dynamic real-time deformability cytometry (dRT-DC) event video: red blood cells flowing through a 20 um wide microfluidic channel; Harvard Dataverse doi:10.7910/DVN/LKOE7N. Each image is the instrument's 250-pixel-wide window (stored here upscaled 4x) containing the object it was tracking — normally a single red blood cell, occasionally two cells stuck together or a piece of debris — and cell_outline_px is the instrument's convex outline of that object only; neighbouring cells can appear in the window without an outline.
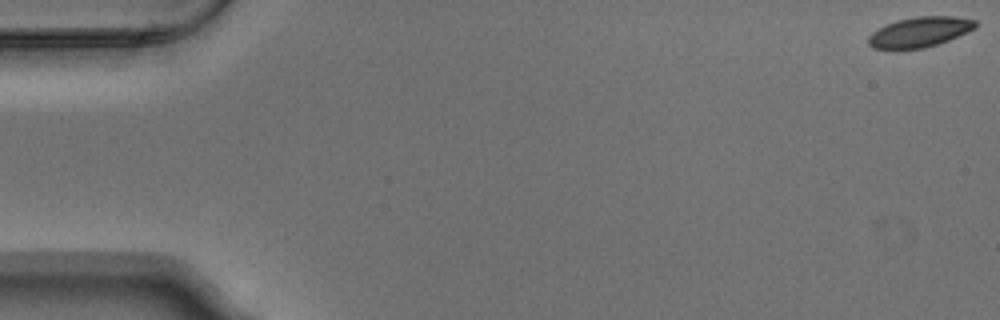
{"species": "Egyptian fruit bat (a non-hibernating species)", "species_latin": "Rousettus aegyptiacus", "temperature_condition": "warm", "stored_images_in_passage": 5, "camera_frame_rate_fps": 3000, "um_per_image_px": 0.085, "animal": {"sex": "male"}, "frame": {"image": 1, "passage_image": 1, "time_ms": 0.0, "image_size_px": [1000, 320], "cell_outline_px": [[976, 28], [948, 40], [924, 48], [872, 48], [868, 44], [868, 36], [872, 32], [896, 20], [916, 16], [952, 16], [976, 20]], "centroid_in_image_um": [78.18, 2.7], "position_along_channel_um": 6.8, "area_um2": 18.5}}